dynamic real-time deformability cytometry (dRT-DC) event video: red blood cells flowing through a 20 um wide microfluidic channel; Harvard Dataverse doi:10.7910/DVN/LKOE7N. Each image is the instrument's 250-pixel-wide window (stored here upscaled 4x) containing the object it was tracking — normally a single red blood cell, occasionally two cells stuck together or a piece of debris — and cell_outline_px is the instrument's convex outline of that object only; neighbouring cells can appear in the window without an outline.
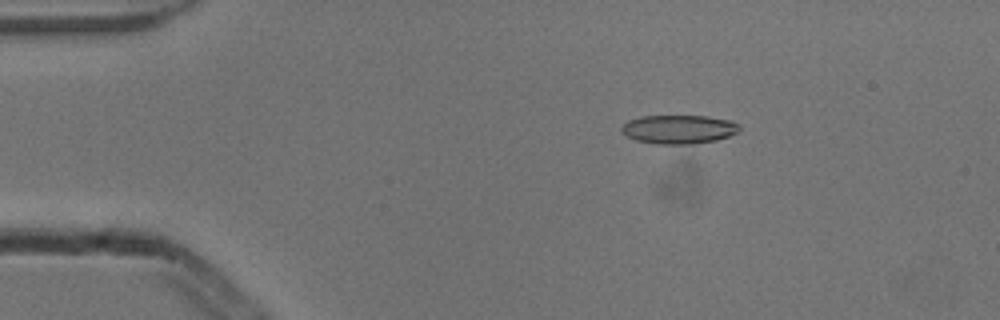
{"species": "common noctule bat (a hibernating species)", "species_latin": "Nyctalus noctula", "temperature_condition": "cold", "stored_images_in_passage": 5, "camera_frame_rate_fps": 3000, "um_per_image_px": 0.085, "animal": {"sex": "male", "body_mass_g": 13.3}, "frame": {"image": 1, "passage_image": 3, "time_ms": 0.667, "image_size_px": [1000, 320], "cell_outline_px": [[740, 132], [716, 140], [696, 144], [656, 144], [636, 140], [628, 136], [620, 128], [628, 120], [644, 116], [708, 116], [732, 120], [740, 124]], "centroid_in_image_um": [57.76, 10.99], "position_along_channel_um": 27.2, "area_um2": 19.88}}